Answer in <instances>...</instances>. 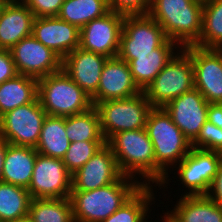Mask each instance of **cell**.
I'll return each instance as SVG.
<instances>
[{
    "label": "cell",
    "mask_w": 222,
    "mask_h": 222,
    "mask_svg": "<svg viewBox=\"0 0 222 222\" xmlns=\"http://www.w3.org/2000/svg\"><path fill=\"white\" fill-rule=\"evenodd\" d=\"M145 129L155 154V185L165 189L170 180L168 169L173 166V170L185 158L191 143L163 108L149 112Z\"/></svg>",
    "instance_id": "6da1fadb"
},
{
    "label": "cell",
    "mask_w": 222,
    "mask_h": 222,
    "mask_svg": "<svg viewBox=\"0 0 222 222\" xmlns=\"http://www.w3.org/2000/svg\"><path fill=\"white\" fill-rule=\"evenodd\" d=\"M142 182L122 175L116 182L89 191H71L75 222H101L116 212L141 187Z\"/></svg>",
    "instance_id": "7a4b0ae2"
},
{
    "label": "cell",
    "mask_w": 222,
    "mask_h": 222,
    "mask_svg": "<svg viewBox=\"0 0 222 222\" xmlns=\"http://www.w3.org/2000/svg\"><path fill=\"white\" fill-rule=\"evenodd\" d=\"M203 6L204 0H152L148 14L183 48L200 38Z\"/></svg>",
    "instance_id": "3957f363"
},
{
    "label": "cell",
    "mask_w": 222,
    "mask_h": 222,
    "mask_svg": "<svg viewBox=\"0 0 222 222\" xmlns=\"http://www.w3.org/2000/svg\"><path fill=\"white\" fill-rule=\"evenodd\" d=\"M106 144L111 148L123 175L137 180L142 176L143 185L155 183V154L145 128L116 133Z\"/></svg>",
    "instance_id": "277c9868"
},
{
    "label": "cell",
    "mask_w": 222,
    "mask_h": 222,
    "mask_svg": "<svg viewBox=\"0 0 222 222\" xmlns=\"http://www.w3.org/2000/svg\"><path fill=\"white\" fill-rule=\"evenodd\" d=\"M37 97L50 116H72L93 107L91 97L63 69L38 79Z\"/></svg>",
    "instance_id": "5b68a950"
},
{
    "label": "cell",
    "mask_w": 222,
    "mask_h": 222,
    "mask_svg": "<svg viewBox=\"0 0 222 222\" xmlns=\"http://www.w3.org/2000/svg\"><path fill=\"white\" fill-rule=\"evenodd\" d=\"M143 91L153 108H163L195 88L191 56L182 48Z\"/></svg>",
    "instance_id": "8992f818"
},
{
    "label": "cell",
    "mask_w": 222,
    "mask_h": 222,
    "mask_svg": "<svg viewBox=\"0 0 222 222\" xmlns=\"http://www.w3.org/2000/svg\"><path fill=\"white\" fill-rule=\"evenodd\" d=\"M95 107L106 141L116 133L145 128L153 109L143 91L130 98L99 102Z\"/></svg>",
    "instance_id": "52a82bcc"
},
{
    "label": "cell",
    "mask_w": 222,
    "mask_h": 222,
    "mask_svg": "<svg viewBox=\"0 0 222 222\" xmlns=\"http://www.w3.org/2000/svg\"><path fill=\"white\" fill-rule=\"evenodd\" d=\"M167 39L162 27L149 14L126 15L117 56L128 63L134 55L153 54Z\"/></svg>",
    "instance_id": "ba28073f"
},
{
    "label": "cell",
    "mask_w": 222,
    "mask_h": 222,
    "mask_svg": "<svg viewBox=\"0 0 222 222\" xmlns=\"http://www.w3.org/2000/svg\"><path fill=\"white\" fill-rule=\"evenodd\" d=\"M47 113L38 97L0 117V136L13 145L36 147Z\"/></svg>",
    "instance_id": "9c48e42d"
},
{
    "label": "cell",
    "mask_w": 222,
    "mask_h": 222,
    "mask_svg": "<svg viewBox=\"0 0 222 222\" xmlns=\"http://www.w3.org/2000/svg\"><path fill=\"white\" fill-rule=\"evenodd\" d=\"M27 190L32 199L70 198L72 175L62 159L38 153Z\"/></svg>",
    "instance_id": "30bf717a"
},
{
    "label": "cell",
    "mask_w": 222,
    "mask_h": 222,
    "mask_svg": "<svg viewBox=\"0 0 222 222\" xmlns=\"http://www.w3.org/2000/svg\"><path fill=\"white\" fill-rule=\"evenodd\" d=\"M222 161V154L218 151H207L191 148L185 158L177 164L178 178L183 188L189 192L184 195H206L217 174Z\"/></svg>",
    "instance_id": "8fae6325"
},
{
    "label": "cell",
    "mask_w": 222,
    "mask_h": 222,
    "mask_svg": "<svg viewBox=\"0 0 222 222\" xmlns=\"http://www.w3.org/2000/svg\"><path fill=\"white\" fill-rule=\"evenodd\" d=\"M10 52L21 75L40 79L62 69V58L33 35L20 40Z\"/></svg>",
    "instance_id": "7c38bea8"
},
{
    "label": "cell",
    "mask_w": 222,
    "mask_h": 222,
    "mask_svg": "<svg viewBox=\"0 0 222 222\" xmlns=\"http://www.w3.org/2000/svg\"><path fill=\"white\" fill-rule=\"evenodd\" d=\"M124 18L122 14L109 11L104 16L88 22L80 29L79 47L108 58L116 57Z\"/></svg>",
    "instance_id": "4fadbf2b"
},
{
    "label": "cell",
    "mask_w": 222,
    "mask_h": 222,
    "mask_svg": "<svg viewBox=\"0 0 222 222\" xmlns=\"http://www.w3.org/2000/svg\"><path fill=\"white\" fill-rule=\"evenodd\" d=\"M191 56L194 86L208 103H222V54L217 49L183 47Z\"/></svg>",
    "instance_id": "5bb4252c"
},
{
    "label": "cell",
    "mask_w": 222,
    "mask_h": 222,
    "mask_svg": "<svg viewBox=\"0 0 222 222\" xmlns=\"http://www.w3.org/2000/svg\"><path fill=\"white\" fill-rule=\"evenodd\" d=\"M208 107L209 103L205 97L194 88L173 99L163 109L189 142L192 143L207 121Z\"/></svg>",
    "instance_id": "9a60e30c"
},
{
    "label": "cell",
    "mask_w": 222,
    "mask_h": 222,
    "mask_svg": "<svg viewBox=\"0 0 222 222\" xmlns=\"http://www.w3.org/2000/svg\"><path fill=\"white\" fill-rule=\"evenodd\" d=\"M121 173L111 148L105 144L72 175L71 191H89L116 182Z\"/></svg>",
    "instance_id": "2e32d148"
},
{
    "label": "cell",
    "mask_w": 222,
    "mask_h": 222,
    "mask_svg": "<svg viewBox=\"0 0 222 222\" xmlns=\"http://www.w3.org/2000/svg\"><path fill=\"white\" fill-rule=\"evenodd\" d=\"M140 92L142 91L135 84L128 63L116 56L105 62L97 92L91 100L95 106L106 100L130 98Z\"/></svg>",
    "instance_id": "e0dca14e"
},
{
    "label": "cell",
    "mask_w": 222,
    "mask_h": 222,
    "mask_svg": "<svg viewBox=\"0 0 222 222\" xmlns=\"http://www.w3.org/2000/svg\"><path fill=\"white\" fill-rule=\"evenodd\" d=\"M32 35L62 59L80 46V29L57 16L35 17Z\"/></svg>",
    "instance_id": "ac0fdd59"
},
{
    "label": "cell",
    "mask_w": 222,
    "mask_h": 222,
    "mask_svg": "<svg viewBox=\"0 0 222 222\" xmlns=\"http://www.w3.org/2000/svg\"><path fill=\"white\" fill-rule=\"evenodd\" d=\"M108 57L76 48L62 59V69L91 98L96 94Z\"/></svg>",
    "instance_id": "d6986e66"
},
{
    "label": "cell",
    "mask_w": 222,
    "mask_h": 222,
    "mask_svg": "<svg viewBox=\"0 0 222 222\" xmlns=\"http://www.w3.org/2000/svg\"><path fill=\"white\" fill-rule=\"evenodd\" d=\"M34 14L22 0L4 6L0 14V49L10 50L32 35Z\"/></svg>",
    "instance_id": "ffe728a7"
},
{
    "label": "cell",
    "mask_w": 222,
    "mask_h": 222,
    "mask_svg": "<svg viewBox=\"0 0 222 222\" xmlns=\"http://www.w3.org/2000/svg\"><path fill=\"white\" fill-rule=\"evenodd\" d=\"M181 46L167 39L159 48L153 50V54L134 55V59L128 62L135 84L141 91L155 79L157 74L181 50Z\"/></svg>",
    "instance_id": "44dd1931"
},
{
    "label": "cell",
    "mask_w": 222,
    "mask_h": 222,
    "mask_svg": "<svg viewBox=\"0 0 222 222\" xmlns=\"http://www.w3.org/2000/svg\"><path fill=\"white\" fill-rule=\"evenodd\" d=\"M175 207L165 212L174 222H222V207L207 195H182Z\"/></svg>",
    "instance_id": "7402d4cb"
},
{
    "label": "cell",
    "mask_w": 222,
    "mask_h": 222,
    "mask_svg": "<svg viewBox=\"0 0 222 222\" xmlns=\"http://www.w3.org/2000/svg\"><path fill=\"white\" fill-rule=\"evenodd\" d=\"M34 147L8 144L2 181L28 189L37 157Z\"/></svg>",
    "instance_id": "603a6c76"
},
{
    "label": "cell",
    "mask_w": 222,
    "mask_h": 222,
    "mask_svg": "<svg viewBox=\"0 0 222 222\" xmlns=\"http://www.w3.org/2000/svg\"><path fill=\"white\" fill-rule=\"evenodd\" d=\"M38 79L18 74L0 84V117L37 98Z\"/></svg>",
    "instance_id": "cb8c5ba5"
},
{
    "label": "cell",
    "mask_w": 222,
    "mask_h": 222,
    "mask_svg": "<svg viewBox=\"0 0 222 222\" xmlns=\"http://www.w3.org/2000/svg\"><path fill=\"white\" fill-rule=\"evenodd\" d=\"M70 146L66 134L65 117L47 115L43 121L37 153L62 159Z\"/></svg>",
    "instance_id": "d4e9b609"
},
{
    "label": "cell",
    "mask_w": 222,
    "mask_h": 222,
    "mask_svg": "<svg viewBox=\"0 0 222 222\" xmlns=\"http://www.w3.org/2000/svg\"><path fill=\"white\" fill-rule=\"evenodd\" d=\"M31 200L26 188L0 181V220L15 222L27 217Z\"/></svg>",
    "instance_id": "484cf974"
},
{
    "label": "cell",
    "mask_w": 222,
    "mask_h": 222,
    "mask_svg": "<svg viewBox=\"0 0 222 222\" xmlns=\"http://www.w3.org/2000/svg\"><path fill=\"white\" fill-rule=\"evenodd\" d=\"M65 129L70 143L82 141H106L95 106L89 110L65 117Z\"/></svg>",
    "instance_id": "4316f807"
},
{
    "label": "cell",
    "mask_w": 222,
    "mask_h": 222,
    "mask_svg": "<svg viewBox=\"0 0 222 222\" xmlns=\"http://www.w3.org/2000/svg\"><path fill=\"white\" fill-rule=\"evenodd\" d=\"M109 11L108 0H65L57 17L81 29Z\"/></svg>",
    "instance_id": "83f0119b"
},
{
    "label": "cell",
    "mask_w": 222,
    "mask_h": 222,
    "mask_svg": "<svg viewBox=\"0 0 222 222\" xmlns=\"http://www.w3.org/2000/svg\"><path fill=\"white\" fill-rule=\"evenodd\" d=\"M222 45V0H204L202 30L194 46L218 49Z\"/></svg>",
    "instance_id": "f1b7e54d"
},
{
    "label": "cell",
    "mask_w": 222,
    "mask_h": 222,
    "mask_svg": "<svg viewBox=\"0 0 222 222\" xmlns=\"http://www.w3.org/2000/svg\"><path fill=\"white\" fill-rule=\"evenodd\" d=\"M154 196L153 186L143 185L116 212L101 222H146Z\"/></svg>",
    "instance_id": "f546056e"
},
{
    "label": "cell",
    "mask_w": 222,
    "mask_h": 222,
    "mask_svg": "<svg viewBox=\"0 0 222 222\" xmlns=\"http://www.w3.org/2000/svg\"><path fill=\"white\" fill-rule=\"evenodd\" d=\"M28 217L32 222H75L70 198L32 199Z\"/></svg>",
    "instance_id": "4dcf8cb0"
},
{
    "label": "cell",
    "mask_w": 222,
    "mask_h": 222,
    "mask_svg": "<svg viewBox=\"0 0 222 222\" xmlns=\"http://www.w3.org/2000/svg\"><path fill=\"white\" fill-rule=\"evenodd\" d=\"M105 144L106 141H82L70 143L67 152L62 158L67 171L73 175Z\"/></svg>",
    "instance_id": "1f68e13d"
},
{
    "label": "cell",
    "mask_w": 222,
    "mask_h": 222,
    "mask_svg": "<svg viewBox=\"0 0 222 222\" xmlns=\"http://www.w3.org/2000/svg\"><path fill=\"white\" fill-rule=\"evenodd\" d=\"M191 148L218 151L222 154V129L207 120L197 138L191 143Z\"/></svg>",
    "instance_id": "d6a6232c"
},
{
    "label": "cell",
    "mask_w": 222,
    "mask_h": 222,
    "mask_svg": "<svg viewBox=\"0 0 222 222\" xmlns=\"http://www.w3.org/2000/svg\"><path fill=\"white\" fill-rule=\"evenodd\" d=\"M152 0H108L110 11L126 15H145L149 13Z\"/></svg>",
    "instance_id": "836d02e7"
},
{
    "label": "cell",
    "mask_w": 222,
    "mask_h": 222,
    "mask_svg": "<svg viewBox=\"0 0 222 222\" xmlns=\"http://www.w3.org/2000/svg\"><path fill=\"white\" fill-rule=\"evenodd\" d=\"M35 17L57 16L65 0H22Z\"/></svg>",
    "instance_id": "e575fe53"
},
{
    "label": "cell",
    "mask_w": 222,
    "mask_h": 222,
    "mask_svg": "<svg viewBox=\"0 0 222 222\" xmlns=\"http://www.w3.org/2000/svg\"><path fill=\"white\" fill-rule=\"evenodd\" d=\"M18 74L10 50L0 49V84Z\"/></svg>",
    "instance_id": "d590c367"
},
{
    "label": "cell",
    "mask_w": 222,
    "mask_h": 222,
    "mask_svg": "<svg viewBox=\"0 0 222 222\" xmlns=\"http://www.w3.org/2000/svg\"><path fill=\"white\" fill-rule=\"evenodd\" d=\"M206 195L222 207V161Z\"/></svg>",
    "instance_id": "8d00e7d4"
},
{
    "label": "cell",
    "mask_w": 222,
    "mask_h": 222,
    "mask_svg": "<svg viewBox=\"0 0 222 222\" xmlns=\"http://www.w3.org/2000/svg\"><path fill=\"white\" fill-rule=\"evenodd\" d=\"M207 120L222 129V103H209Z\"/></svg>",
    "instance_id": "74e56055"
},
{
    "label": "cell",
    "mask_w": 222,
    "mask_h": 222,
    "mask_svg": "<svg viewBox=\"0 0 222 222\" xmlns=\"http://www.w3.org/2000/svg\"><path fill=\"white\" fill-rule=\"evenodd\" d=\"M8 142L0 136V181H2V173L5 161V154L7 151Z\"/></svg>",
    "instance_id": "f35d334b"
},
{
    "label": "cell",
    "mask_w": 222,
    "mask_h": 222,
    "mask_svg": "<svg viewBox=\"0 0 222 222\" xmlns=\"http://www.w3.org/2000/svg\"><path fill=\"white\" fill-rule=\"evenodd\" d=\"M162 217L163 222H174L166 213Z\"/></svg>",
    "instance_id": "ab89813d"
},
{
    "label": "cell",
    "mask_w": 222,
    "mask_h": 222,
    "mask_svg": "<svg viewBox=\"0 0 222 222\" xmlns=\"http://www.w3.org/2000/svg\"><path fill=\"white\" fill-rule=\"evenodd\" d=\"M15 222H32V220L27 216V217H24L22 219H18Z\"/></svg>",
    "instance_id": "60d3db41"
},
{
    "label": "cell",
    "mask_w": 222,
    "mask_h": 222,
    "mask_svg": "<svg viewBox=\"0 0 222 222\" xmlns=\"http://www.w3.org/2000/svg\"><path fill=\"white\" fill-rule=\"evenodd\" d=\"M14 0H0V3L3 5V6H6L10 3H12Z\"/></svg>",
    "instance_id": "b9f144b4"
},
{
    "label": "cell",
    "mask_w": 222,
    "mask_h": 222,
    "mask_svg": "<svg viewBox=\"0 0 222 222\" xmlns=\"http://www.w3.org/2000/svg\"><path fill=\"white\" fill-rule=\"evenodd\" d=\"M3 8H4V6L0 3V14H1Z\"/></svg>",
    "instance_id": "7bdbcfd3"
},
{
    "label": "cell",
    "mask_w": 222,
    "mask_h": 222,
    "mask_svg": "<svg viewBox=\"0 0 222 222\" xmlns=\"http://www.w3.org/2000/svg\"><path fill=\"white\" fill-rule=\"evenodd\" d=\"M217 50L222 54V45Z\"/></svg>",
    "instance_id": "ee69618b"
}]
</instances>
